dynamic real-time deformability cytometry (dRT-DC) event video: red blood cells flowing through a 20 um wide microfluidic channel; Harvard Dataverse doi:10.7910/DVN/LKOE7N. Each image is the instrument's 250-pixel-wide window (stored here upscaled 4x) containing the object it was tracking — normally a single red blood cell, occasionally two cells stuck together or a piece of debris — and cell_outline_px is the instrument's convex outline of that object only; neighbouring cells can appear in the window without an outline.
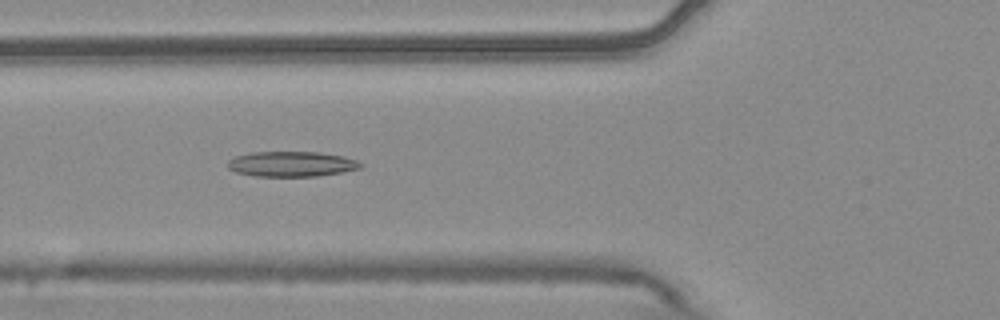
{"species": "common noctule bat (a hibernating species)", "species_latin": "Nyctalus noctula", "temperature_condition": "warm", "stored_images_in_passage": 7, "camera_frame_rate_fps": 3000, "um_per_image_px": 0.085, "animal": {"sex": "male", "body_mass_g": 20.4}, "frame": {"image": 1, "passage_image": 5, "time_ms": 1.333, "image_size_px": [1000, 320], "cell_outline_px": [[364, 164], [360, 168], [340, 172], [316, 176], [252, 176], [236, 172], [228, 168], [228, 160], [236, 156], [252, 152], [320, 152], [344, 156], [356, 160]], "centroid_in_image_um": [24.77, 13.94], "position_along_channel_um": 101.0, "area_um2": 19.48}}
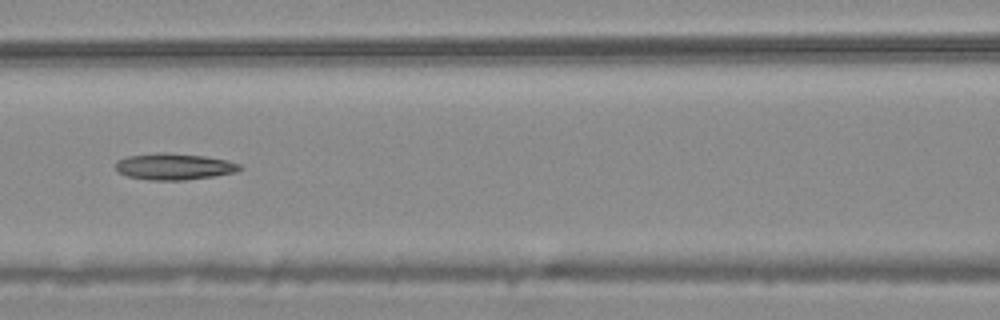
{"frame": {"image": 2, "passage_image": 6, "time_ms": 1.667, "image_size_px": [1000, 320], "cell_outline_px": [[244, 168], [236, 172], [216, 176], [184, 180], [148, 180], [128, 176], [116, 172], [116, 160], [128, 156], [156, 152], [164, 152], [204, 156], [228, 160], [240, 164]], "centroid_in_image_um": [14.8, 14.15], "position_along_channel_um": 151.8, "area_um2": 19.36}}
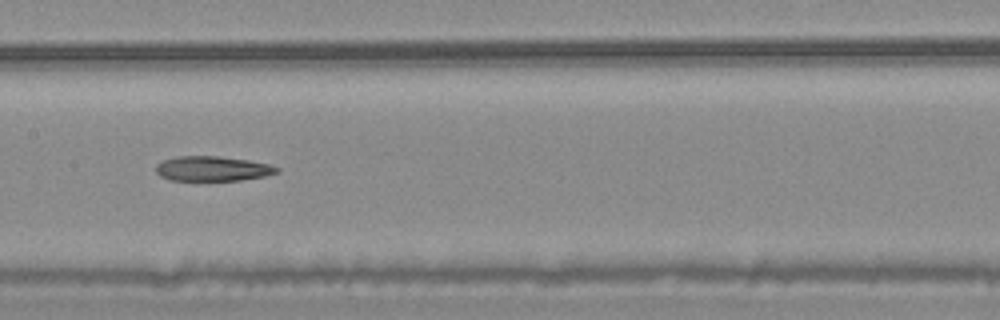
{"frame": {"image": 3, "passage_image": 7, "time_ms": 2.0, "image_size_px": [1000, 320], "cell_outline_px": [[280, 172], [264, 176], [240, 180], [168, 180], [160, 176], [156, 172], [156, 164], [164, 160], [176, 156], [220, 156], [248, 160], [268, 164], [280, 168]], "centroid_in_image_um": [18.05, 14.33], "position_along_channel_um": 189.3, "area_um2": 17.51}}